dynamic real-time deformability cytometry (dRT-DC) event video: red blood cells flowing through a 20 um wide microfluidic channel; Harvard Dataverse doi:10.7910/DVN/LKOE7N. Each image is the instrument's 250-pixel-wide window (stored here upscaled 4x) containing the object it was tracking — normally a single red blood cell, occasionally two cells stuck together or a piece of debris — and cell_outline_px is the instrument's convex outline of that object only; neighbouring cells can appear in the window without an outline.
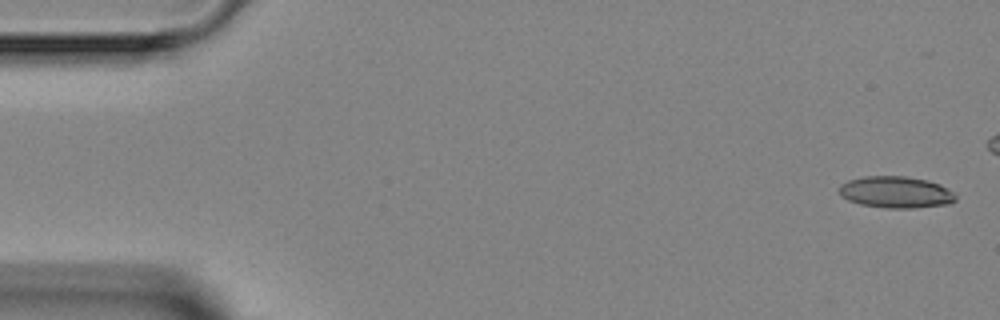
{"species": "Egyptian fruit bat (a non-hibernating species)", "species_latin": "Rousettus aegyptiacus", "temperature_condition": "room temperature", "stored_images_in_passage": 5, "camera_frame_rate_fps": 3000, "um_per_image_px": 0.085, "animal": {"sex": "female"}, "frame": {"image": 1, "passage_image": 1, "time_ms": 0.0, "image_size_px": [1000, 320], "cell_outline_px": [[956, 200], [948, 204], [912, 208], [888, 208], [860, 204], [848, 200], [840, 196], [840, 184], [848, 180], [864, 176], [908, 176], [928, 180], [940, 184], [952, 192], [956, 196]], "centroid_in_image_um": [76.14, 16.33], "position_along_channel_um": 8.9, "area_um2": 21.5}}
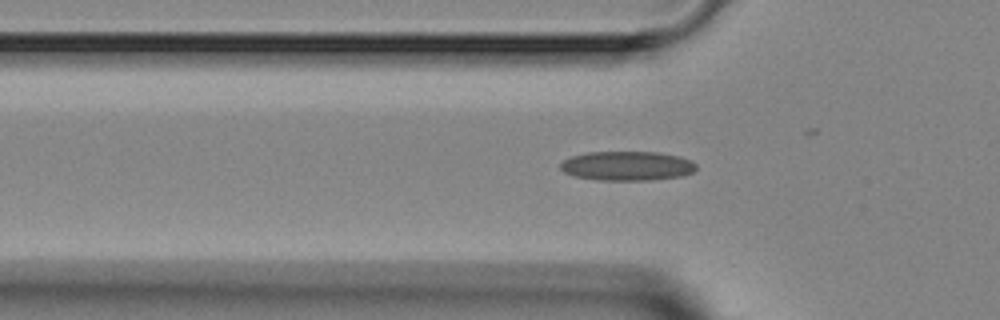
{"frame": {"image": 2, "passage_image": 5, "time_ms": 4.667, "image_size_px": [1000, 320], "cell_outline_px": [[696, 168], [692, 172], [684, 176], [652, 180], [596, 180], [572, 176], [564, 172], [560, 168], [560, 164], [564, 160], [572, 156], [588, 152], [660, 152], [680, 156], [692, 160], [696, 164]], "centroid_in_image_um": [53.32, 14.1], "position_along_channel_um": 72.5, "area_um2": 23.47}}